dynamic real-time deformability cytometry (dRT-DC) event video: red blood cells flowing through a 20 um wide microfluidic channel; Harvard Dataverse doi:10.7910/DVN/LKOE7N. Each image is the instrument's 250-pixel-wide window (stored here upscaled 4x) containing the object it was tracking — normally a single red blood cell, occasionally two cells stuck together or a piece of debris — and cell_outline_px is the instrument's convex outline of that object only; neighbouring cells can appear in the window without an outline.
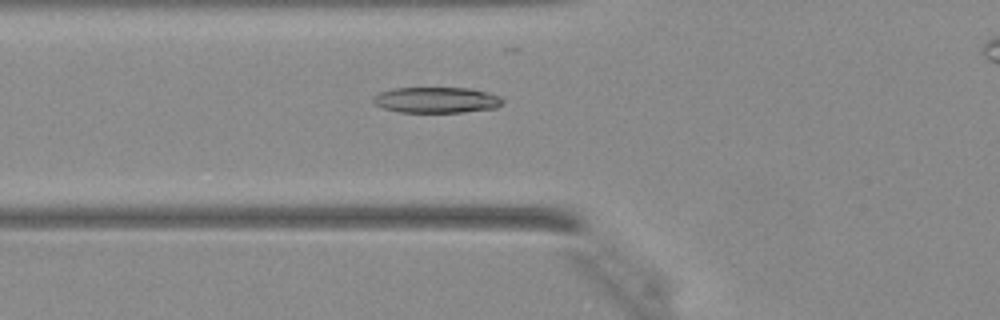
{"species": "Egyptian fruit bat (a non-hibernating species)", "species_latin": "Rousettus aegyptiacus", "temperature_condition": "warm", "stored_images_in_passage": 41, "camera_frame_rate_fps": 3000, "um_per_image_px": 0.085, "animal": {"sex": "female"}, "frame": {"image": 1, "passage_image": 16, "time_ms": 5.0, "image_size_px": [1000, 320], "cell_outline_px": [[504, 104], [496, 108], [464, 112], [400, 112], [384, 108], [376, 104], [372, 100], [372, 96], [380, 92], [392, 88], [472, 88], [500, 96], [504, 100]], "centroid_in_image_um": [37.13, 8.5], "position_along_channel_um": 88.7, "area_um2": 19.59}}
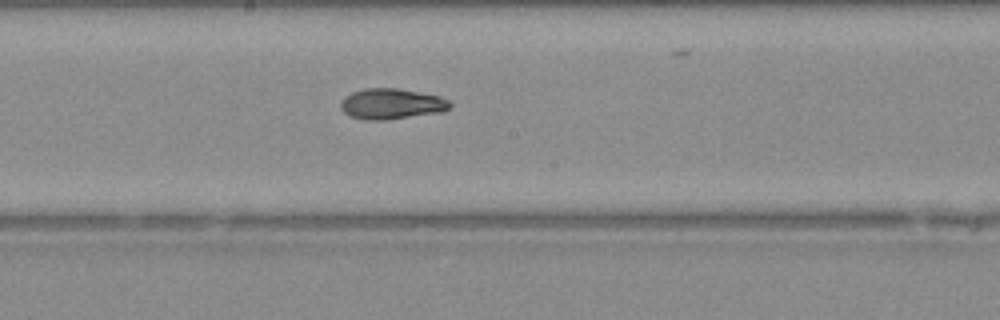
{"frame": {"image": 2, "passage_image": 24, "time_ms": 7.667, "image_size_px": [1000, 320], "cell_outline_px": [[452, 104], [444, 112], [384, 120], [364, 120], [352, 116], [344, 112], [340, 108], [340, 104], [344, 96], [352, 92], [364, 88], [396, 88], [440, 96], [452, 100]], "centroid_in_image_um": [33.3, 8.83], "position_along_channel_um": 214.9, "area_um2": 19.65}}
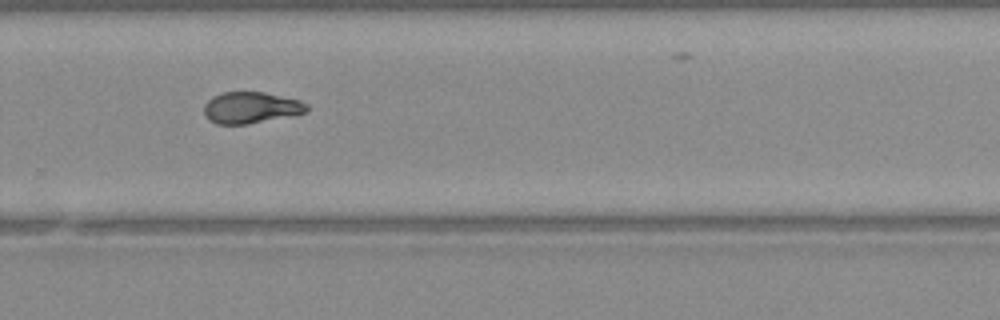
{"frame": {"image": 3, "passage_image": 30, "time_ms": 9.667, "image_size_px": [1000, 320], "cell_outline_px": [[308, 112], [296, 116], [248, 124], [216, 124], [208, 120], [204, 112], [204, 104], [212, 96], [224, 92], [264, 92], [300, 100], [308, 104]], "centroid_in_image_um": [21.37, 9.16], "position_along_channel_um": 308.4, "area_um2": 19.19}}